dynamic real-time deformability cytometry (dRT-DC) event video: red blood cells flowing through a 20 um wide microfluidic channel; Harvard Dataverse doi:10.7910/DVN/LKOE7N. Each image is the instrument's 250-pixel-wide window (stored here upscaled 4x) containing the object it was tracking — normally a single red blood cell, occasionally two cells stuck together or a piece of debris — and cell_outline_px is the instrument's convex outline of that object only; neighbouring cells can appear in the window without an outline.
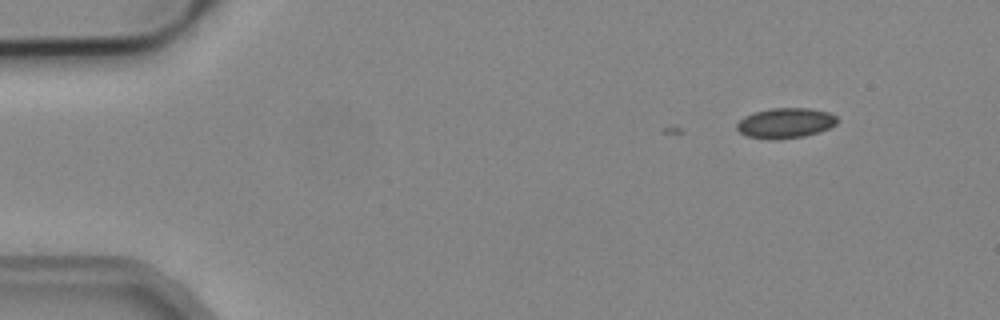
{"species": "common noctule bat (a hibernating species)", "species_latin": "Nyctalus noctula", "temperature_condition": "cold", "stored_images_in_passage": 5, "camera_frame_rate_fps": 3000, "um_per_image_px": 0.085, "animal": {"sex": "male", "body_mass_g": 19.2, "forearm_length_mm": 51.8}, "frame": {"image": 1, "passage_image": 3, "time_ms": 0.667, "image_size_px": [1000, 320], "cell_outline_px": [[840, 120], [836, 124], [820, 132], [804, 136], [772, 140], [768, 140], [744, 136], [736, 128], [736, 124], [744, 116], [752, 112], [772, 108], [808, 108], [828, 112], [836, 116]], "centroid_in_image_um": [66.74, 10.46], "position_along_channel_um": 18.3, "area_um2": 17.92}}
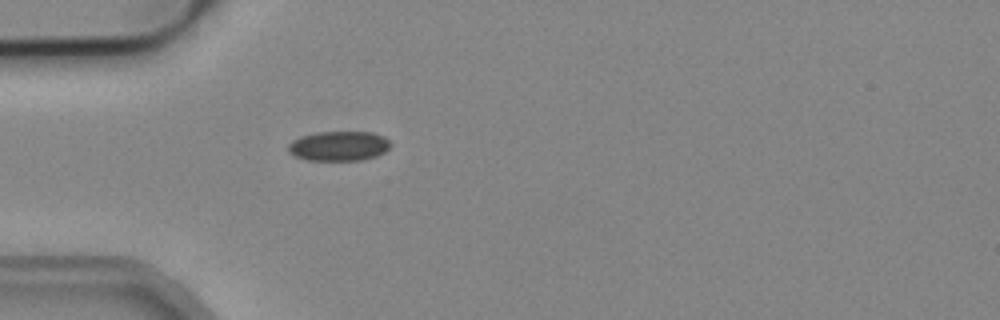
{"frame": {"image": 2, "passage_image": 5, "time_ms": 1.333, "image_size_px": [1000, 320], "cell_outline_px": [[392, 144], [384, 152], [376, 156], [360, 160], [308, 160], [296, 156], [288, 148], [288, 144], [292, 140], [300, 136], [320, 132], [372, 132], [384, 136]], "centroid_in_image_um": [28.83, 12.4], "position_along_channel_um": 56.2, "area_um2": 17.57}}